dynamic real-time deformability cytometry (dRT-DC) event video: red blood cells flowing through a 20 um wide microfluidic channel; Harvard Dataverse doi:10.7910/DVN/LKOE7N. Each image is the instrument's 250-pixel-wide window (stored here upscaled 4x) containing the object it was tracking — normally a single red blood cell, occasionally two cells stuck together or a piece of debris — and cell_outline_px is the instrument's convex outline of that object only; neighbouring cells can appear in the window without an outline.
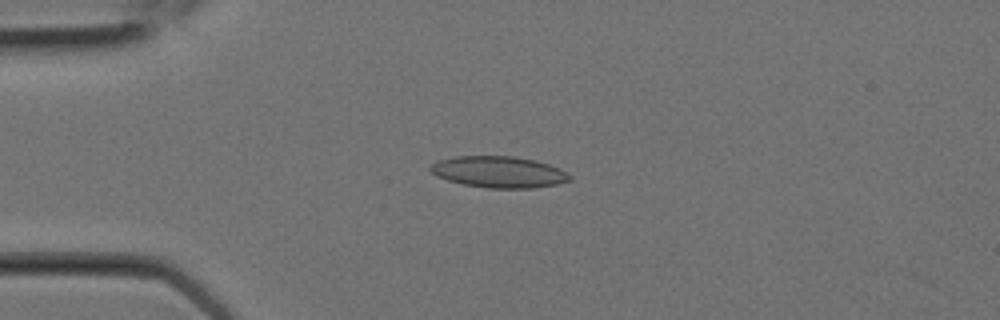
{"species": "Egyptian fruit bat (a non-hibernating species)", "species_latin": "Rousettus aegyptiacus", "temperature_condition": "room temperature", "stored_images_in_passage": 5, "camera_frame_rate_fps": 3000, "um_per_image_px": 0.085, "animal": {"sex": "female"}, "frame": {"image": 1, "passage_image": 4, "time_ms": 1.0, "image_size_px": [1000, 320], "cell_outline_px": [[572, 180], [556, 184], [532, 188], [488, 188], [464, 184], [448, 180], [436, 176], [428, 168], [432, 164], [440, 160], [456, 156], [516, 156], [536, 160], [560, 168], [568, 172], [572, 176]], "centroid_in_image_um": [42.44, 14.61], "position_along_channel_um": 42.6, "area_um2": 25.55}}